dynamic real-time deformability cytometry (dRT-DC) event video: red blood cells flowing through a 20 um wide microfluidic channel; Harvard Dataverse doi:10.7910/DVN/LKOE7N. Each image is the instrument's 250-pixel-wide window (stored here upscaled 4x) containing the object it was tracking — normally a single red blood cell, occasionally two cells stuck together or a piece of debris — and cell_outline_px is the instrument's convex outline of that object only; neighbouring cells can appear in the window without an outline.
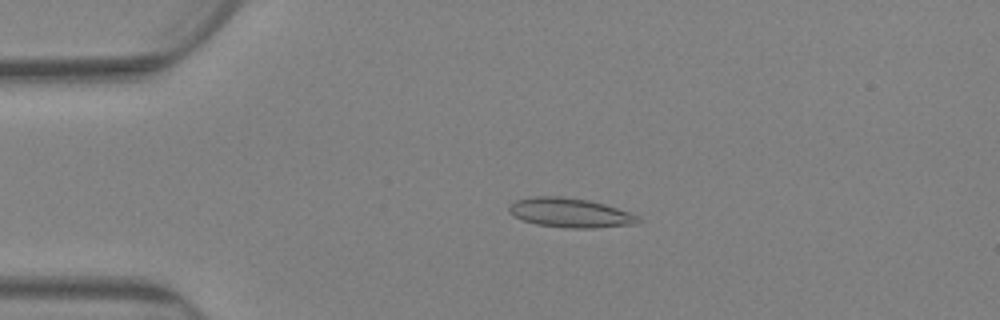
{"species": "Egyptian fruit bat (a non-hibernating species)", "species_latin": "Rousettus aegyptiacus", "temperature_condition": "warm", "stored_images_in_passage": 75, "camera_frame_rate_fps": 3000, "um_per_image_px": 0.085, "animal": {"sex": "female"}, "frame": {"image": 1, "passage_image": 11, "time_ms": 3.333, "image_size_px": [1000, 320], "cell_outline_px": [[640, 220], [636, 224], [596, 228], [568, 228], [536, 224], [524, 220], [508, 212], [508, 204], [516, 200], [536, 196], [564, 196], [588, 200], [604, 204], [628, 212], [636, 216]], "centroid_in_image_um": [48.42, 18.08], "position_along_channel_um": 36.6, "area_um2": 21.96}}
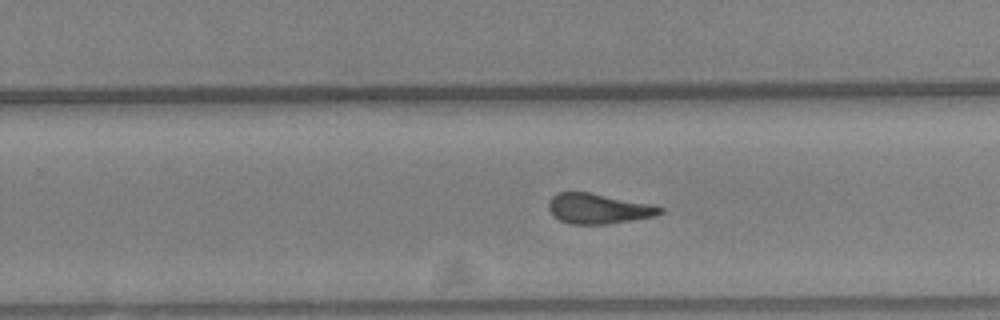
{"frame": {"image": 2, "passage_image": 45, "time_ms": 14.667, "image_size_px": [1000, 320], "cell_outline_px": [[664, 212], [652, 216], [632, 220], [608, 224], [572, 224], [560, 220], [552, 216], [548, 208], [548, 200], [556, 192], [588, 192], [648, 204], [664, 208]], "centroid_in_image_um": [50.79, 17.74], "position_along_channel_um": 279.0, "area_um2": 19.42}}
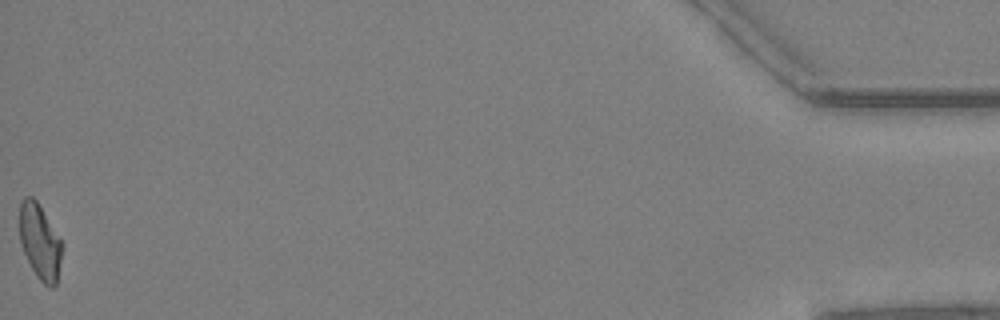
{"frame": {"image": 3, "passage_image": 75, "time_ms": 24.667, "image_size_px": [1000, 320], "cell_outline_px": [[60, 260], [56, 284], [52, 288], [44, 284], [36, 276], [20, 244], [20, 204], [24, 196], [32, 196], [36, 200], [60, 240]], "centroid_in_image_um": [3.35, 20.55], "position_along_channel_um": 431.9, "area_um2": 17.92}, "authors_computed_cell_mechanics": {"area_um2": 20.0566, "velocity_mm_per_s": 2.5029, "shape_relaxation_time_tau1_ms": null, "shape_relaxation_time_tau2_ms": 2.4866, "deformation_change_tau1": null, "deformation_change_tau2": 0.0967}}